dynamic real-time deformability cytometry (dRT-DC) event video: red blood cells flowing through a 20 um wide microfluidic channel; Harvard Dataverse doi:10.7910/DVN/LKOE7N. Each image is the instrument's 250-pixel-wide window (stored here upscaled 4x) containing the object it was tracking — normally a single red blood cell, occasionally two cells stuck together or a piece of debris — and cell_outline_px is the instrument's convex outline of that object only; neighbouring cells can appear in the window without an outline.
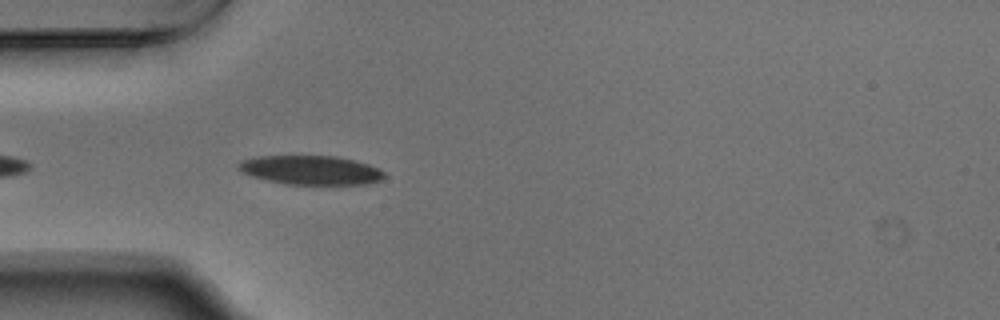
{"species": "Egyptian fruit bat (a non-hibernating species)", "species_latin": "Rousettus aegyptiacus", "temperature_condition": "warm", "stored_images_in_passage": 6, "camera_frame_rate_fps": 3000, "um_per_image_px": 0.085, "animal": {"sex": "male"}, "frame": {"image": 1, "passage_image": 3, "time_ms": 0.667, "image_size_px": [1000, 320], "cell_outline_px": [[388, 176], [380, 180], [368, 184], [288, 184], [268, 180], [252, 176], [240, 172], [236, 168], [236, 164], [240, 160], [256, 156], [336, 156], [368, 164], [380, 168]], "centroid_in_image_um": [26.4, 14.45], "position_along_channel_um": 58.6, "area_um2": 24.85}}